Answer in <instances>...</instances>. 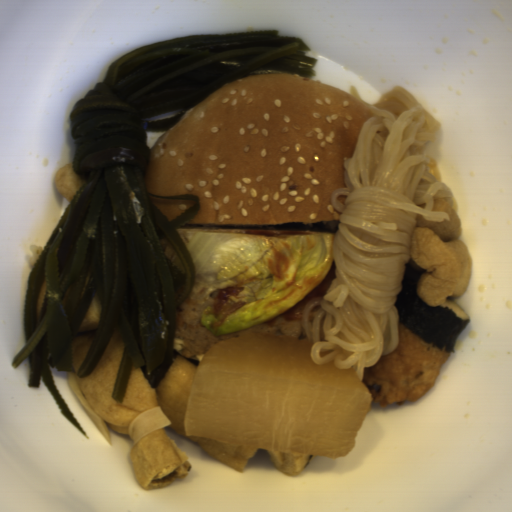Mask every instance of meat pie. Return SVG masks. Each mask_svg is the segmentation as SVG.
Segmentation results:
<instances>
[{
  "instance_id": "b5893723",
  "label": "meat pie",
  "mask_w": 512,
  "mask_h": 512,
  "mask_svg": "<svg viewBox=\"0 0 512 512\" xmlns=\"http://www.w3.org/2000/svg\"><path fill=\"white\" fill-rule=\"evenodd\" d=\"M337 277L335 259L312 291L267 322L241 332L226 336H215L207 330L202 321L206 311L207 294L193 279L188 296L182 301L176 313V330L173 348L183 358L205 356L216 344L236 336L254 332L282 334L299 340H306L302 324L305 307L315 297H325L327 290Z\"/></svg>"
},
{
  "instance_id": "c0bc52ac",
  "label": "meat pie",
  "mask_w": 512,
  "mask_h": 512,
  "mask_svg": "<svg viewBox=\"0 0 512 512\" xmlns=\"http://www.w3.org/2000/svg\"><path fill=\"white\" fill-rule=\"evenodd\" d=\"M176 232L183 240L184 236L192 232H217L238 234H278V233H333L337 237L338 231H295V230H253V229H215V228H176Z\"/></svg>"
}]
</instances>
